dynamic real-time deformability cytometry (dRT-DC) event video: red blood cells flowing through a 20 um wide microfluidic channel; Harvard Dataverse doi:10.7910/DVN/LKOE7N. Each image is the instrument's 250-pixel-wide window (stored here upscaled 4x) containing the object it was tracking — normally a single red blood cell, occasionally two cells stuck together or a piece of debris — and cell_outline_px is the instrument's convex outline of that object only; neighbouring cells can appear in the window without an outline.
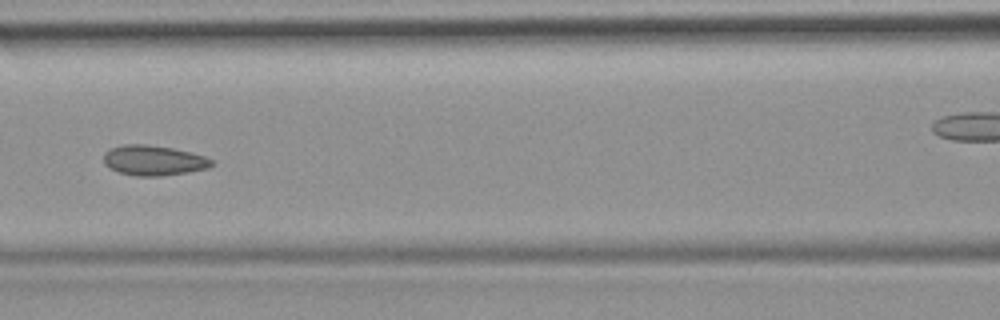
{"species": "common noctule bat (a hibernating species)", "species_latin": "Nyctalus noctula", "temperature_condition": "room temperature", "stored_images_in_passage": 8, "camera_frame_rate_fps": 3000, "um_per_image_px": 0.085, "animal": {"sex": "female", "body_mass_g": 19.9}, "frame": {"image": 1, "passage_image": 6, "time_ms": 6.667, "image_size_px": [1000, 320], "cell_outline_px": [[216, 164], [208, 168], [188, 172], [160, 176], [136, 176], [120, 172], [108, 168], [104, 164], [104, 152], [112, 148], [124, 144], [144, 144], [172, 148], [204, 156], [212, 160]], "centroid_in_image_um": [13.05, 13.64], "position_along_channel_um": 153.6, "area_um2": 18.9}}
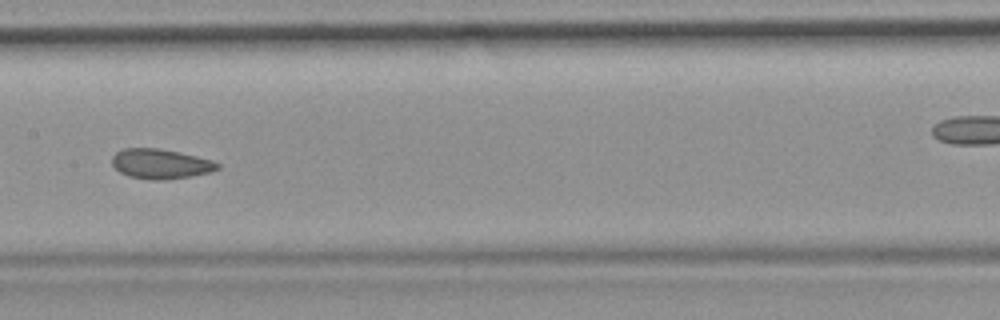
{"frame": {"image": 2, "passage_image": 7, "time_ms": 7.667, "image_size_px": [1000, 320], "cell_outline_px": [[220, 168], [212, 172], [192, 176], [164, 180], [148, 180], [128, 176], [120, 172], [112, 164], [112, 156], [116, 152], [124, 148], [160, 148], [180, 152], [212, 160], [220, 164]], "centroid_in_image_um": [13.66, 13.93], "position_along_channel_um": 193.7, "area_um2": 18.55}}